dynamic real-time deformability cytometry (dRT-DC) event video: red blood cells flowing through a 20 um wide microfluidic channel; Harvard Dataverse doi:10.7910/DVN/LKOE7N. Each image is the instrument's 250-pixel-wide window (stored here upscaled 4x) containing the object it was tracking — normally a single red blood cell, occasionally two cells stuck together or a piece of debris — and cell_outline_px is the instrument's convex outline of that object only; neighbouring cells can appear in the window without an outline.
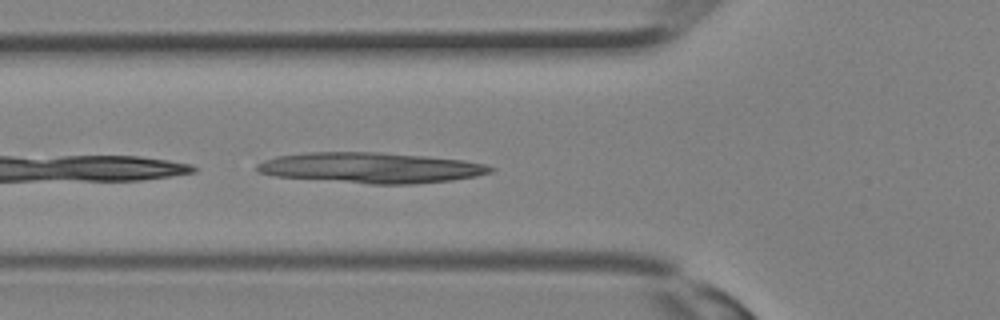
{"species": "Egyptian fruit bat (a non-hibernating species)", "species_latin": "Rousettus aegyptiacus", "temperature_condition": "room temperature", "stored_images_in_passage": 4, "camera_frame_rate_fps": 3000, "um_per_image_px": 0.085, "animal": {"sex": "female"}, "frame": {"image": 1, "passage_image": 2, "time_ms": 0.333, "image_size_px": [1000, 320], "cell_outline_px": [[496, 168], [492, 172], [476, 176], [452, 180], [416, 184], [372, 184], [276, 176], [256, 172], [256, 164], [264, 160], [276, 156], [308, 152], [380, 152], [428, 156], [464, 160], [484, 164]], "centroid_in_image_um": [31.54, 14.25], "position_along_channel_um": 94.3, "area_um2": 41.67}}
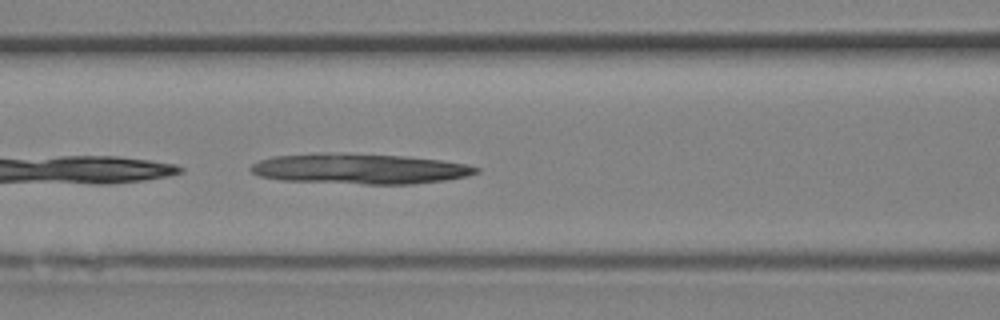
{"frame": {"image": 2, "passage_image": 4, "time_ms": 1.0, "image_size_px": [1000, 320], "cell_outline_px": [[480, 172], [468, 176], [444, 180], [412, 184], [364, 184], [280, 180], [260, 176], [252, 172], [248, 168], [252, 164], [260, 160], [272, 156], [404, 156], [440, 160], [468, 164], [480, 168]], "centroid_in_image_um": [30.68, 14.4], "position_along_channel_um": 135.9, "area_um2": 38.09}}